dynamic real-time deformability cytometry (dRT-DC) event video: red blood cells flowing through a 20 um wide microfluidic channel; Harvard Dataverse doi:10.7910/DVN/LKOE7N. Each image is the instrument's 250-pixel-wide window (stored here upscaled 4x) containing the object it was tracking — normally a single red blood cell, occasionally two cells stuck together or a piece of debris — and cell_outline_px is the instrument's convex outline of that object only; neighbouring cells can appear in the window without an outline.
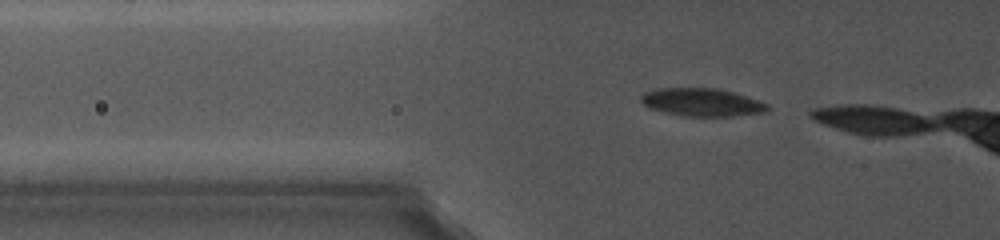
{"species": "common noctule bat (a hibernating species)", "species_latin": "Nyctalus noctula", "temperature_condition": "cold", "stored_images_in_passage": 7, "camera_frame_rate_fps": 5000, "um_per_image_px": 0.085, "animal": {"sex": "female", "body_mass_g": 19.0, "forearm_length_mm": 56.7}, "frame": {"image": 1, "passage_image": 2, "time_ms": 0.2, "image_size_px": [1000, 240], "cell_outline_px": [[768, 112], [732, 116], [684, 116], [664, 112], [648, 108], [640, 100], [640, 96], [644, 92], [656, 88], [716, 88], [732, 92], [768, 104]], "centroid_in_image_um": [59.61, 8.69], "position_along_channel_um": 66.2, "area_um2": 20.52}}